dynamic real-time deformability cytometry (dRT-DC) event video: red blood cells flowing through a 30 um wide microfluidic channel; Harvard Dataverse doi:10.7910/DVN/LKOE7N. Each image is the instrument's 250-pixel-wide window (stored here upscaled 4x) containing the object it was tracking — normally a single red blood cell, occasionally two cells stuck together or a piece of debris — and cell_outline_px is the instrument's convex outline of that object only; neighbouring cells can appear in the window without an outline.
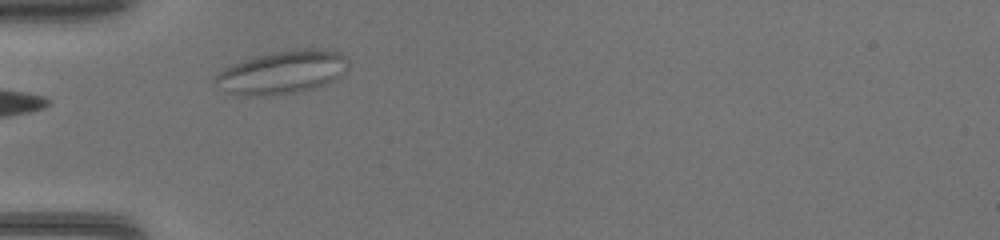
{"species": "common noctule bat (a hibernating species)", "species_latin": "Nyctalus noctula", "temperature_condition": "warm", "stored_images_in_passage": 31, "segment_of_instrument_passage": [2, 2], "camera_frame_rate_fps": 3000, "um_per_image_px": 0.085, "animal": {"sex": "female", "body_mass_g": 17.0, "forearm_length_mm": 48.0}, "frame": {"image": 1, "passage_image": 4, "time_ms": 1.0, "image_size_px": [1000, 240], "cell_outline_px": [[348, 60], [344, 72], [332, 80], [316, 88], [296, 92], [264, 96], [228, 92], [212, 80], [220, 68], [240, 60], [252, 56], [268, 52], [292, 48], [332, 48], [348, 56]], "centroid_in_image_um": [23.99, 6.08], "position_along_channel_um": 61.0, "area_um2": 33.99}}
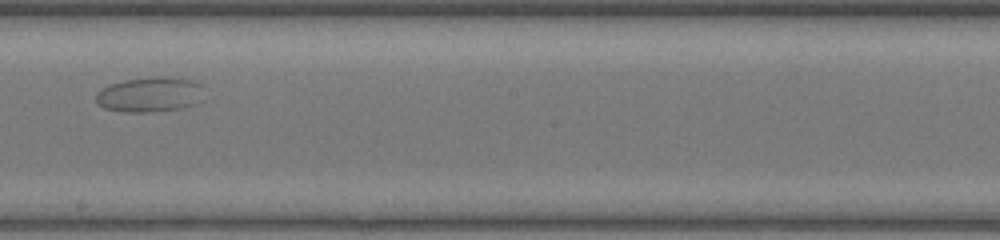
{"frame": {"image": 2, "passage_image": 17, "time_ms": 5.333, "image_size_px": [1000, 240], "cell_outline_px": [[204, 100], [196, 104], [180, 108], [144, 112], [128, 112], [104, 108], [96, 100], [96, 92], [100, 88], [112, 84], [128, 80], [156, 76], [164, 76], [188, 80], [200, 84]], "centroid_in_image_um": [12.75, 8.04], "position_along_channel_um": 235.5, "area_um2": 21.79}}
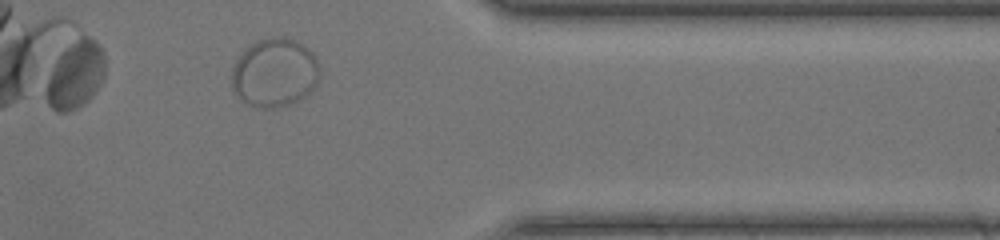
{"frame": {"image": 3, "passage_image": 29, "time_ms": 9.333, "image_size_px": [1000, 240], "cell_outline_px": [[320, 72], [316, 84], [304, 96], [288, 104], [268, 108], [260, 108], [240, 100], [232, 88], [232, 68], [236, 60], [256, 40], [276, 36], [280, 36], [296, 40], [308, 48], [316, 56]], "centroid_in_image_um": [23.34, 6.16], "position_along_channel_um": 388.1, "area_um2": 34.97}}